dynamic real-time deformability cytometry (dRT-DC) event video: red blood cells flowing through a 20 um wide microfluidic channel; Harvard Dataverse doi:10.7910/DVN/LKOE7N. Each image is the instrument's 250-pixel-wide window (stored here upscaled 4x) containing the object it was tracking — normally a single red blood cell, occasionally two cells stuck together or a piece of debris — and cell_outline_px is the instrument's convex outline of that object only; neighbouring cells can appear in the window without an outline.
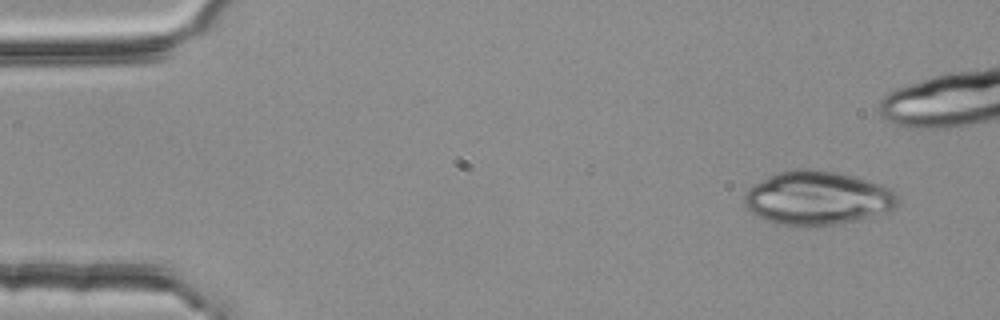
{"species": "common noctule bat (a hibernating species)", "species_latin": "Nyctalus noctula", "temperature_condition": "room temperature", "stored_images_in_passage": 5, "camera_frame_rate_fps": 3000, "um_per_image_px": 0.085, "animal": {"sex": "female", "body_mass_g": 25.1}, "frame": {"image": 1, "passage_image": 1, "time_ms": 0.0, "image_size_px": [1000, 320], "cell_outline_px": [[900, 204], [892, 208], [868, 216], [836, 224], [780, 224], [764, 220], [752, 212], [744, 204], [744, 192], [748, 188], [768, 176], [776, 172], [792, 168], [816, 168], [836, 172], [852, 176], [880, 184], [896, 192], [900, 196]], "centroid_in_image_um": [69.44, 16.78], "position_along_channel_um": 15.6, "area_um2": 47.51}}